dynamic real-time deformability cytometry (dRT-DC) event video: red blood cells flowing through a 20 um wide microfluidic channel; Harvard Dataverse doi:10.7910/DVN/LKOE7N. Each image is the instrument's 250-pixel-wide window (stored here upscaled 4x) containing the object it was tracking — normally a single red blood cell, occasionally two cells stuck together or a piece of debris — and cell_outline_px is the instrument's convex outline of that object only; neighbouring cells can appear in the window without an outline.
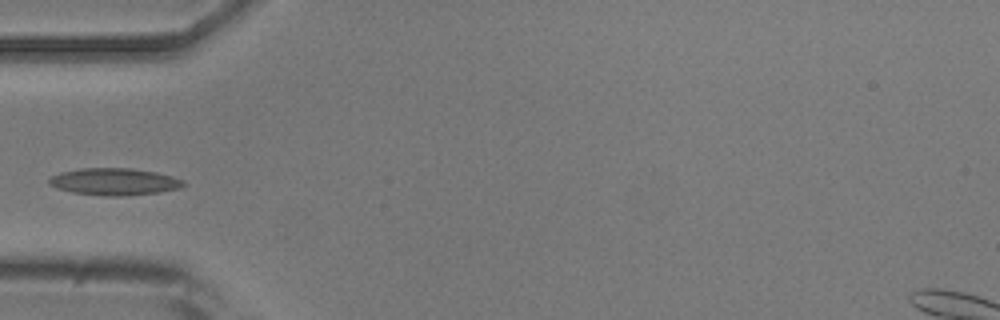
{"species": "common noctule bat (a hibernating species)", "species_latin": "Nyctalus noctula", "temperature_condition": "room temperature", "stored_images_in_passage": 10, "camera_frame_rate_fps": 3000, "um_per_image_px": 0.085, "animal": {"sex": "male", "body_mass_g": 20.5, "forearm_length_mm": 52.5}, "frame": {"image": 1, "passage_image": 6, "time_ms": 6.667, "image_size_px": [1000, 320], "cell_outline_px": [[188, 184], [180, 188], [160, 192], [124, 196], [108, 196], [72, 192], [56, 188], [48, 184], [48, 180], [52, 176], [60, 172], [80, 168], [132, 168], [156, 172], [172, 176], [184, 180]], "centroid_in_image_um": [9.74, 15.44], "position_along_channel_um": 75.3, "area_um2": 21.33}}
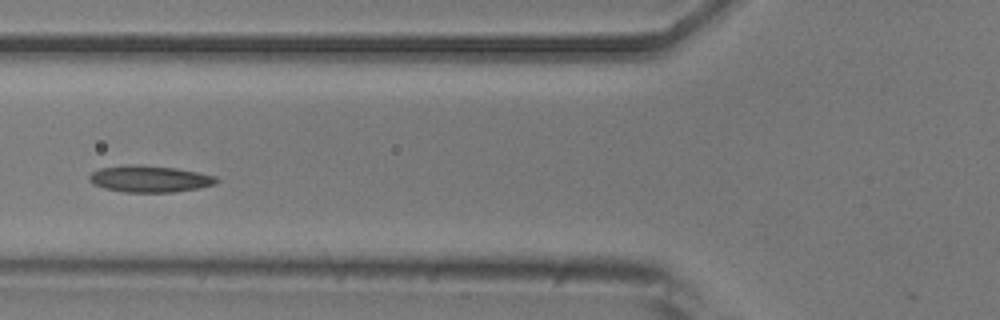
{"frame": {"image": 2, "passage_image": 7, "time_ms": 7.667, "image_size_px": [1000, 320], "cell_outline_px": [[220, 180], [216, 184], [200, 188], [172, 192], [124, 192], [104, 188], [92, 184], [88, 180], [88, 176], [92, 172], [100, 168], [128, 164], [140, 164], [176, 168], [216, 176]], "centroid_in_image_um": [12.71, 15.2], "position_along_channel_um": 113.1, "area_um2": 19.94}}
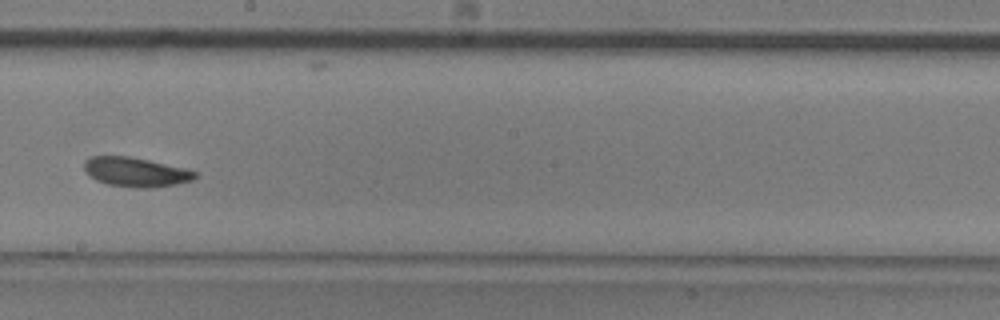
{"frame": {"image": 3, "passage_image": 10, "time_ms": 11.0, "image_size_px": [1000, 320], "cell_outline_px": [[200, 176], [192, 180], [176, 184], [152, 188], [136, 188], [108, 184], [96, 180], [88, 176], [84, 168], [84, 160], [92, 156], [128, 156], [148, 160], [184, 168], [196, 172]], "centroid_in_image_um": [11.53, 14.63], "position_along_channel_um": 236.7, "area_um2": 19.02}}